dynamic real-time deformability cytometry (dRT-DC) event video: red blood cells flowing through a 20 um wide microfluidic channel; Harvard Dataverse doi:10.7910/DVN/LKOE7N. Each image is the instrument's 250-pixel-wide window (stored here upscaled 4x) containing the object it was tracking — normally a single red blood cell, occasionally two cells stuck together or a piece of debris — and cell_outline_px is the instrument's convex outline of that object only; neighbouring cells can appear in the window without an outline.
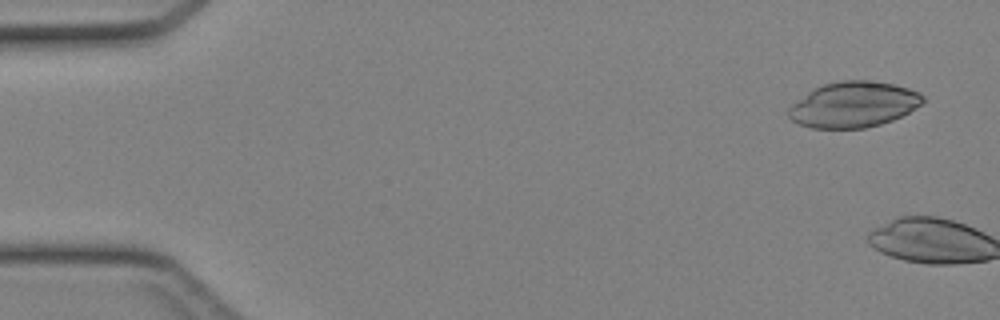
{"species": "Egyptian fruit bat (a non-hibernating species)", "species_latin": "Rousettus aegyptiacus", "temperature_condition": "cold", "stored_images_in_passage": 5, "camera_frame_rate_fps": 3000, "um_per_image_px": 0.085, "animal": {"sex": "female"}, "frame": {"image": 1, "passage_image": 3, "time_ms": 0.667, "image_size_px": [1000, 320], "cell_outline_px": [[924, 100], [920, 104], [908, 112], [892, 120], [880, 124], [864, 128], [812, 128], [800, 124], [792, 120], [788, 116], [788, 108], [792, 104], [808, 92], [824, 84], [840, 80], [876, 80], [908, 88], [920, 92], [924, 96]], "centroid_in_image_um": [72.55, 8.88], "position_along_channel_um": 12.4, "area_um2": 35.55}}